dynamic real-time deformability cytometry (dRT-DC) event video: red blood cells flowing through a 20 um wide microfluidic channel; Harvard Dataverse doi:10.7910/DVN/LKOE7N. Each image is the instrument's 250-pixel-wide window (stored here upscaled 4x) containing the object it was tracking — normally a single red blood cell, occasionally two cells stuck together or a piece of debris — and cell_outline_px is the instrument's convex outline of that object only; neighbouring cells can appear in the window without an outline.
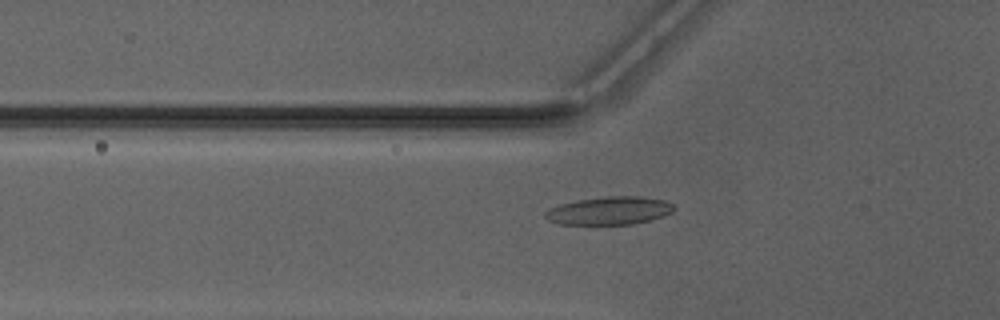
{"species": "Egyptian fruit bat (a non-hibernating species)", "species_latin": "Rousettus aegyptiacus", "temperature_condition": "warm", "stored_images_in_passage": 34, "camera_frame_rate_fps": 3000, "um_per_image_px": 0.085, "animal": {"sex": "male"}, "frame": {"image": 1, "passage_image": 2, "time_ms": 0.333, "image_size_px": [1000, 320], "cell_outline_px": [[672, 212], [664, 216], [652, 220], [632, 224], [560, 224], [548, 220], [544, 216], [544, 212], [548, 208], [560, 204], [576, 200], [604, 196], [640, 196], [664, 200], [672, 204]], "centroid_in_image_um": [51.76, 17.9], "position_along_channel_um": 74.0, "area_um2": 21.1}}
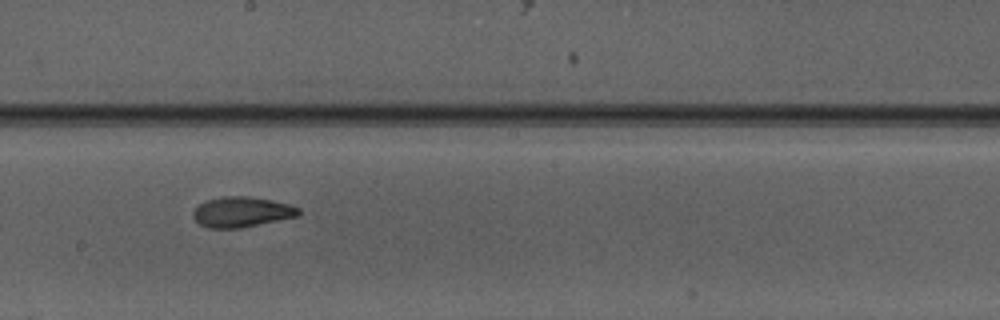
{"frame": {"image": 2, "passage_image": 13, "time_ms": 4.0, "image_size_px": [1000, 320], "cell_outline_px": [[300, 216], [240, 228], [208, 228], [200, 224], [192, 216], [192, 212], [204, 200], [220, 196], [248, 196], [272, 200], [292, 204], [300, 208]], "centroid_in_image_um": [20.57, 18.01], "position_along_channel_um": 227.6, "area_um2": 18.9}}
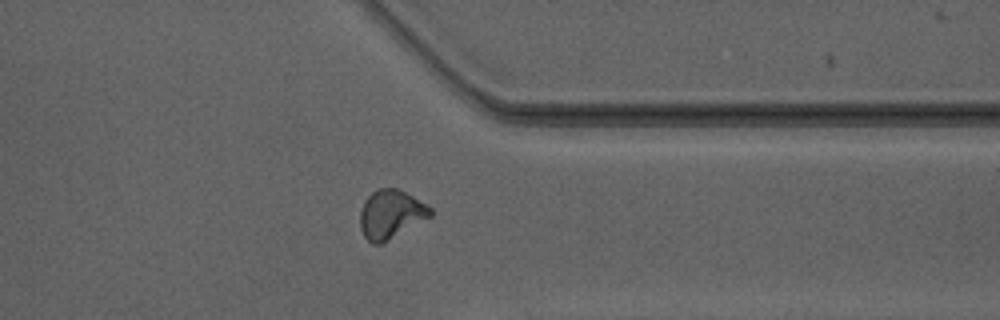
{"frame": {"image": 3, "passage_image": 24, "time_ms": 7.667, "image_size_px": [1000, 320], "cell_outline_px": [[432, 216], [380, 244], [372, 244], [364, 236], [360, 228], [360, 212], [364, 200], [372, 192], [380, 188], [396, 188], [412, 196], [432, 208]], "centroid_in_image_um": [33.2, 18.21], "position_along_channel_um": 378.2, "area_um2": 19.71}, "authors_computed_cell_mechanics": {"area_um2": 18.8717, "velocity_mm_per_s": 4.1829, "shape_relaxation_time_tau1_ms": 3.6985, "shape_relaxation_time_tau2_ms": 1.4431, "deformation_change_tau1": 0.1621, "deformation_change_tau2": 0.083}}